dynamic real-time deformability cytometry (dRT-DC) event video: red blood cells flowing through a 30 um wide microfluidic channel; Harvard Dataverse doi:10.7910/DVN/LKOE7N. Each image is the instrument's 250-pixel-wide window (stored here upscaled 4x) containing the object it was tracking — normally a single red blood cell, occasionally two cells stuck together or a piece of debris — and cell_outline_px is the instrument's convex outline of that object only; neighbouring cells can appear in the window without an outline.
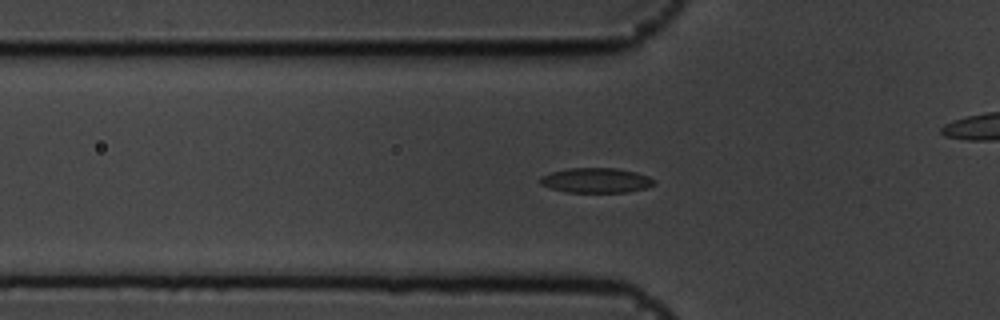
{"species": "common noctule bat (a hibernating species)", "species_latin": "Nyctalus noctula", "temperature_condition": "cold", "stored_images_in_passage": 46, "camera_frame_rate_fps": 3000, "um_per_image_px": 0.085, "animal": {"sex": "male", "body_mass_g": 19.5, "forearm_length_mm": 54.6}, "frame": {"image": 1, "passage_image": 8, "time_ms": 2.333, "image_size_px": [1000, 320], "cell_outline_px": [[656, 184], [648, 188], [628, 192], [564, 192], [540, 184], [540, 176], [552, 172], [568, 168], [616, 168], [636, 172], [648, 176], [656, 180]], "centroid_in_image_um": [50.71, 15.33], "position_along_channel_um": 75.1, "area_um2": 16.65}}
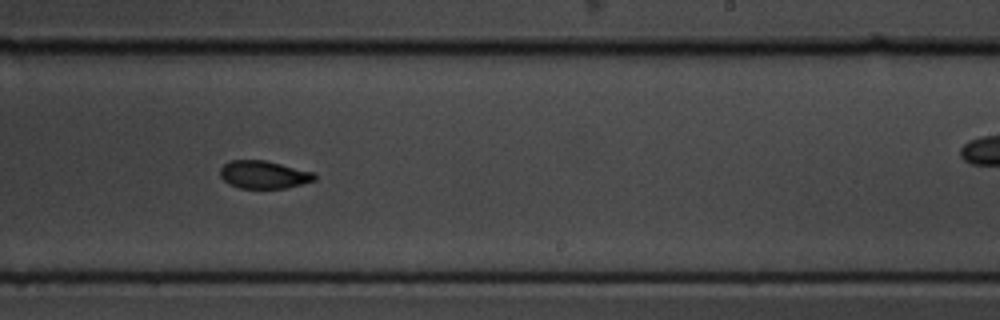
{"frame": {"image": 2, "passage_image": 24, "time_ms": 7.667, "image_size_px": [1000, 320], "cell_outline_px": [[316, 180], [284, 188], [240, 188], [228, 184], [220, 176], [220, 168], [228, 160], [264, 160], [316, 172]], "centroid_in_image_um": [22.41, 14.83], "position_along_channel_um": 266.6, "area_um2": 15.37}}
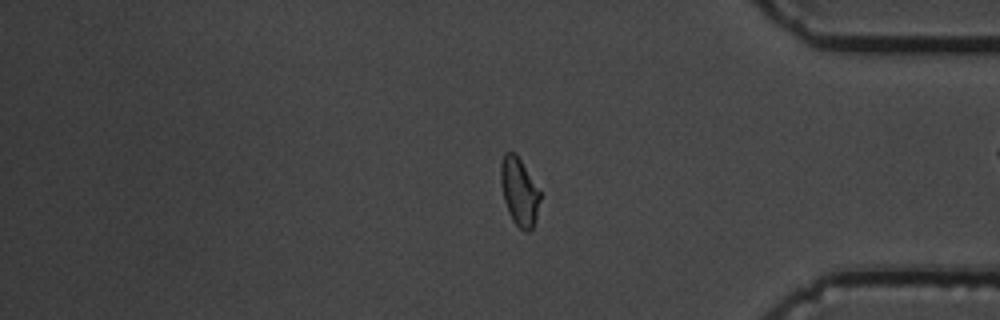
{"frame": {"image": 3, "passage_image": 36, "time_ms": 11.667, "image_size_px": [1000, 320], "cell_outline_px": [[540, 200], [536, 216], [532, 228], [528, 232], [524, 232], [512, 220], [508, 212], [504, 200], [500, 184], [500, 164], [504, 152], [516, 152], [540, 192]], "centroid_in_image_um": [44.1, 16.27], "position_along_channel_um": 391.1, "area_um2": 15.55}}